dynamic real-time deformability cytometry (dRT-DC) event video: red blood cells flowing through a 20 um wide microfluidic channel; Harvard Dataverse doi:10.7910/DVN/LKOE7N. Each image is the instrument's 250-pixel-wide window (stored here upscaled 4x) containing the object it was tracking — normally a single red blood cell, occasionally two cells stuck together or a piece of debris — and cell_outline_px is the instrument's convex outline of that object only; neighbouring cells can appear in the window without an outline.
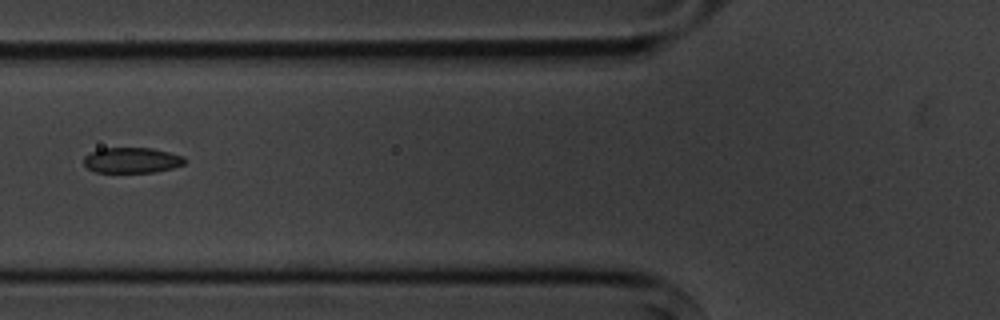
{"species": "common noctule bat (a hibernating species)", "species_latin": "Nyctalus noctula", "temperature_condition": "cold", "stored_images_in_passage": 9, "camera_frame_rate_fps": 3000, "um_per_image_px": 0.085, "animal": {"sex": "male", "body_mass_g": 20.1, "forearm_length_mm": 53.5}, "frame": {"image": 1, "passage_image": 6, "time_ms": 6.667, "image_size_px": [1000, 320], "cell_outline_px": [[184, 164], [172, 168], [156, 172], [96, 172], [88, 168], [84, 164], [84, 156], [100, 148], [152, 148], [184, 156]], "centroid_in_image_um": [11.2, 13.62], "position_along_channel_um": 114.6, "area_um2": 14.91}}
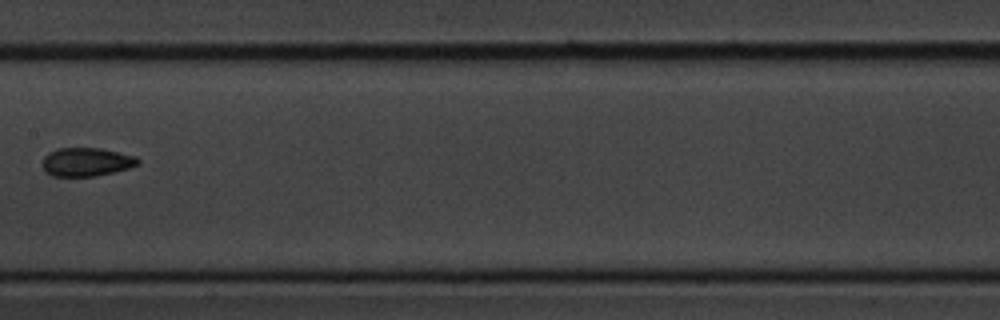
{"frame": {"image": 2, "passage_image": 8, "time_ms": 9.0, "image_size_px": [1000, 320], "cell_outline_px": [[140, 164], [128, 168], [96, 176], [52, 176], [44, 172], [40, 164], [44, 156], [48, 152], [56, 148], [100, 148], [136, 156], [140, 160]], "centroid_in_image_um": [7.29, 13.76], "position_along_channel_um": 200.1, "area_um2": 16.13}}
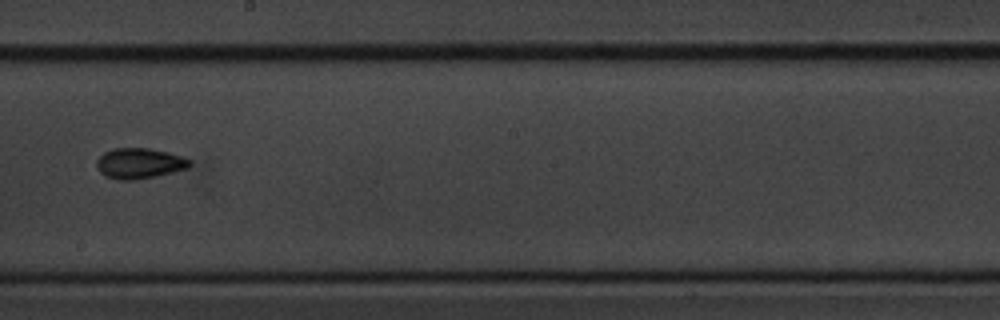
{"frame": {"image": 3, "passage_image": 9, "time_ms": 10.0, "image_size_px": [1000, 320], "cell_outline_px": [[192, 164], [188, 168], [156, 176], [132, 180], [120, 180], [104, 176], [96, 168], [96, 160], [104, 152], [112, 148], [148, 148], [168, 152], [192, 160]], "centroid_in_image_um": [11.83, 13.88], "position_along_channel_um": 236.4, "area_um2": 16.65}}